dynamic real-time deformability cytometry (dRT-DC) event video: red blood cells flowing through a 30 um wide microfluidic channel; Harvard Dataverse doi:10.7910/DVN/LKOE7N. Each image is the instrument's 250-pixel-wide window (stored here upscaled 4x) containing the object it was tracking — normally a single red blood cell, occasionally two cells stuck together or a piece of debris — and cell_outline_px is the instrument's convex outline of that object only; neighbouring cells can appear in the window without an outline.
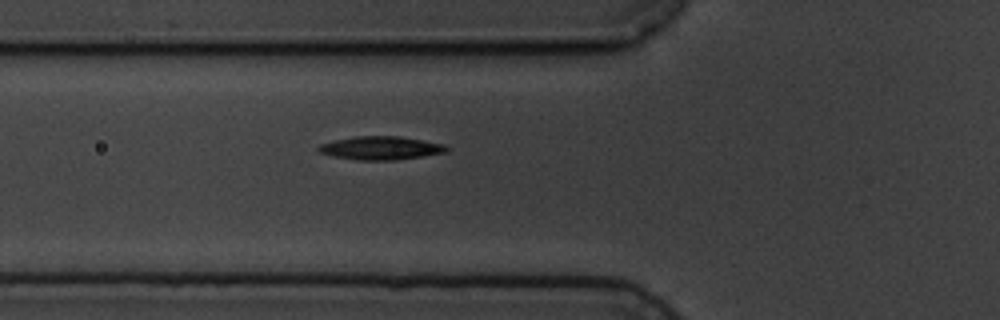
{"species": "common noctule bat (a hibernating species)", "species_latin": "Nyctalus noctula", "temperature_condition": "cold", "stored_images_in_passage": 4, "camera_frame_rate_fps": 3000, "um_per_image_px": 0.085, "animal": {"sex": "male", "body_mass_g": 19.5, "forearm_length_mm": 54.6}, "frame": {"image": 1, "passage_image": 4, "time_ms": 5.0, "image_size_px": [1000, 320], "cell_outline_px": [[452, 148], [448, 152], [424, 156], [396, 160], [356, 160], [332, 156], [320, 152], [316, 148], [320, 144], [336, 140], [356, 136], [400, 136], [444, 144]], "centroid_in_image_um": [32.42, 12.59], "position_along_channel_um": 93.4, "area_um2": 17.57}}